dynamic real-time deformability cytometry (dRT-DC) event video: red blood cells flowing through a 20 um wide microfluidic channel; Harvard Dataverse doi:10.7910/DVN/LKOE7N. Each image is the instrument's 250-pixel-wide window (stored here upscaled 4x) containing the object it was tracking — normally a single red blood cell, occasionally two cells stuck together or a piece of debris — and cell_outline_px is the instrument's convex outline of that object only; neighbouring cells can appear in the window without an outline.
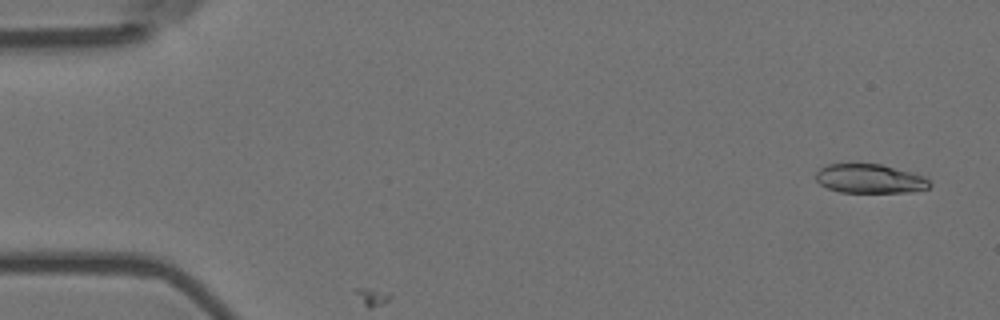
{"species": "Egyptian fruit bat (a non-hibernating species)", "species_latin": "Rousettus aegyptiacus", "temperature_condition": "room temperature", "stored_images_in_passage": 2, "camera_frame_rate_fps": 3000, "um_per_image_px": 0.085, "animal": {"sex": "female"}, "frame": {"image": 1, "passage_image": 1, "time_ms": 0.0, "image_size_px": [1000, 320], "cell_outline_px": [[932, 184], [928, 188], [912, 192], [840, 192], [828, 188], [820, 184], [816, 180], [816, 172], [820, 168], [828, 164], [880, 164], [924, 176]], "centroid_in_image_um": [73.93, 15.19], "position_along_channel_um": 11.1, "area_um2": 19.13}}